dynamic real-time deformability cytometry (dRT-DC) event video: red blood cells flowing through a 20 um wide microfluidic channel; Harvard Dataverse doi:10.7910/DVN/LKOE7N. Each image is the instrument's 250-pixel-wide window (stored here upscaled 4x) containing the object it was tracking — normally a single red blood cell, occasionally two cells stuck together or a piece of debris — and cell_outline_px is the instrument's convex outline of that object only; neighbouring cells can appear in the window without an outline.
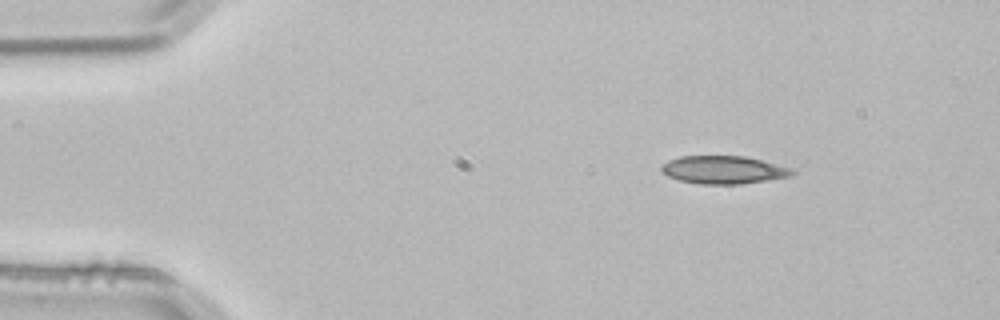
{"species": "common noctule bat (a hibernating species)", "species_latin": "Nyctalus noctula", "temperature_condition": "room temperature", "stored_images_in_passage": 2, "camera_frame_rate_fps": 3000, "um_per_image_px": 0.085, "animal": {"sex": "male", "body_mass_g": 21.5, "forearm_length_mm": 52.0}, "frame": {"image": 1, "passage_image": 1, "time_ms": 0.0, "image_size_px": [1000, 320], "cell_outline_px": [[796, 172], [788, 176], [768, 180], [740, 184], [700, 184], [680, 180], [668, 176], [660, 172], [660, 164], [668, 160], [680, 156], [744, 156], [792, 168]], "centroid_in_image_um": [61.44, 14.43], "position_along_channel_um": 23.6, "area_um2": 21.27}}